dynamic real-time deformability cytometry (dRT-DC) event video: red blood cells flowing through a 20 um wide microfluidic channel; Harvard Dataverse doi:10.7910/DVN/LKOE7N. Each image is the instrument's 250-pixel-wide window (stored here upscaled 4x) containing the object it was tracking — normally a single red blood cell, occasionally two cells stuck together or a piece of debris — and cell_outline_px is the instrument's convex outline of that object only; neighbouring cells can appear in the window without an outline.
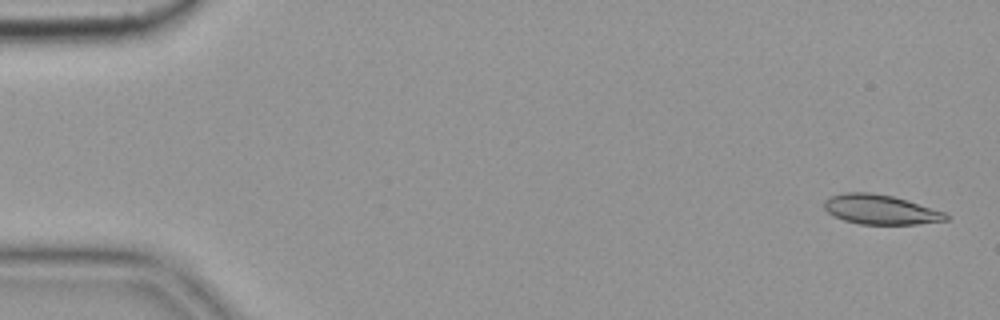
{"species": "common noctule bat (a hibernating species)", "species_latin": "Nyctalus noctula", "temperature_condition": "cold", "stored_images_in_passage": 55, "camera_frame_rate_fps": 3000, "um_per_image_px": 0.085, "animal": {"sex": "female", "body_mass_g": 19.9}, "frame": {"image": 1, "passage_image": 2, "time_ms": 0.333, "image_size_px": [1000, 320], "cell_outline_px": [[948, 220], [916, 224], [860, 224], [844, 220], [832, 216], [824, 208], [824, 200], [828, 196], [844, 192], [872, 192], [892, 196], [908, 200], [944, 212], [948, 216]], "centroid_in_image_um": [74.79, 17.8], "position_along_channel_um": 10.2, "area_um2": 21.1}}
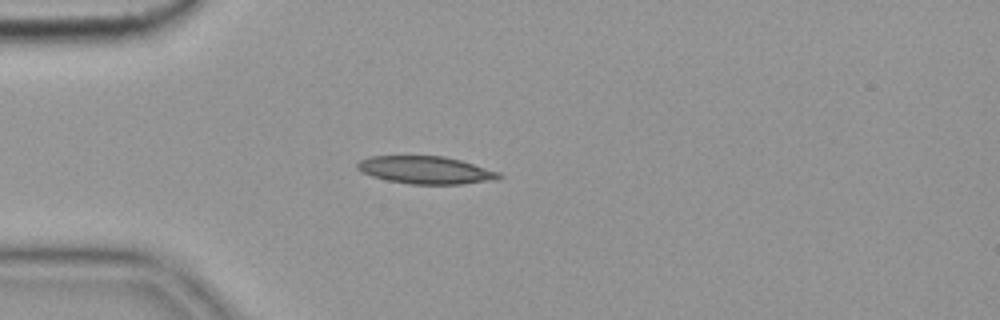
{"frame": {"image": 2, "passage_image": 15, "time_ms": 4.667, "image_size_px": [1000, 320], "cell_outline_px": [[504, 176], [496, 180], [460, 184], [408, 184], [388, 180], [372, 176], [356, 168], [356, 164], [360, 160], [368, 156], [444, 156], [460, 160], [500, 172]], "centroid_in_image_um": [36.2, 14.45], "position_along_channel_um": 48.8, "area_um2": 22.77}}
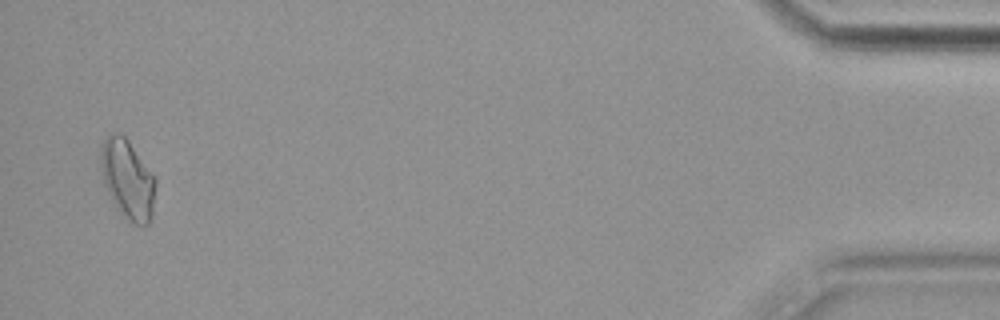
{"frame": {"image": 3, "passage_image": 54, "time_ms": 17.667, "image_size_px": [1000, 320], "cell_outline_px": [[156, 188], [152, 216], [148, 224], [144, 228], [124, 220], [116, 208], [104, 184], [100, 172], [100, 152], [104, 140], [108, 136], [124, 136], [128, 140], [156, 176]], "centroid_in_image_um": [10.88, 15.33], "position_along_channel_um": 424.3, "area_um2": 25.72}}